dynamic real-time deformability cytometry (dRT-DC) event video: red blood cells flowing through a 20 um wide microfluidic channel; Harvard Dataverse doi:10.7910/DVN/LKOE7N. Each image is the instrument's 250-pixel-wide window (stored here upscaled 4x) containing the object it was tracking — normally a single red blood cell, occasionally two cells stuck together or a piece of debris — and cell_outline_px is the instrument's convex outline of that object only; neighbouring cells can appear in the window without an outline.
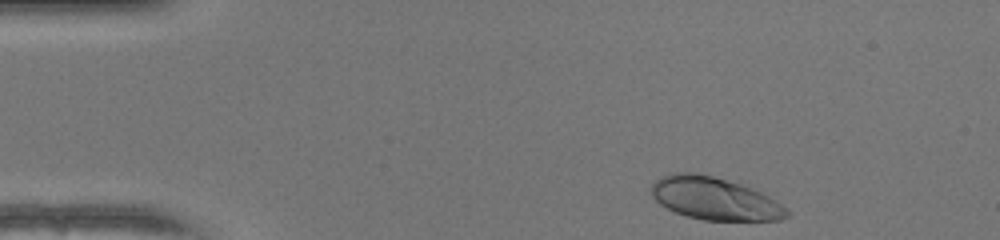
{"species": "human", "species_latin": "Homo sapiens", "temperature_condition": "warm", "stored_images_in_passage": 44, "camera_frame_rate_fps": 3000, "um_per_image_px": 0.085, "donor": {"sex": "female"}, "frame": {"image": 1, "passage_image": 1, "time_ms": 0.0, "image_size_px": [1000, 240], "cell_outline_px": [[788, 216], [780, 220], [704, 220], [684, 216], [660, 204], [652, 196], [652, 184], [656, 180], [672, 172], [696, 172], [712, 176], [740, 184], [760, 192], [776, 200], [788, 212]], "centroid_in_image_um": [60.71, 16.88], "position_along_channel_um": 24.3, "area_um2": 33.23}}
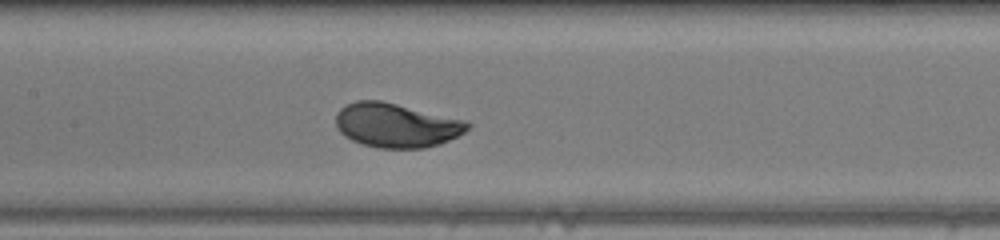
{"frame": {"image": 2, "passage_image": 18, "time_ms": 5.667, "image_size_px": [1000, 240], "cell_outline_px": [[472, 124], [464, 132], [440, 144], [424, 148], [380, 148], [364, 144], [352, 140], [344, 136], [336, 128], [336, 112], [344, 104], [356, 100], [380, 100], [468, 120]], "centroid_in_image_um": [33.67, 10.63], "position_along_channel_um": 173.7, "area_um2": 34.16}}
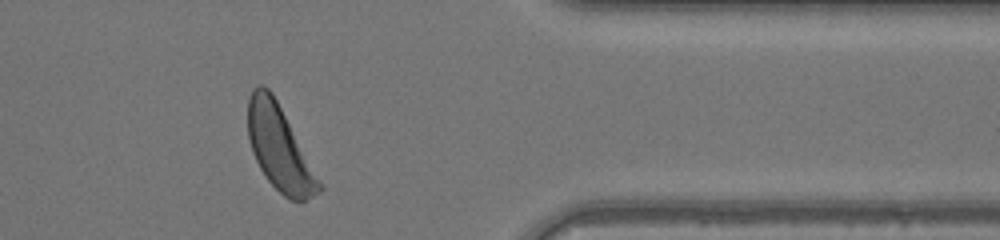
{"frame": {"image": 3, "passage_image": 35, "time_ms": 11.333, "image_size_px": [1000, 240], "cell_outline_px": [[324, 188], [320, 192], [304, 200], [292, 200], [284, 196], [268, 180], [260, 168], [252, 152], [248, 140], [248, 96], [252, 88], [256, 84], [264, 84], [272, 92], [324, 184]], "centroid_in_image_um": [23.76, 12.56], "position_along_channel_um": 387.6, "area_um2": 35.26}, "authors_computed_cell_mechanics": {"area_um2": 33.6396, "velocity_mm_per_s": 4.0929, "shape_relaxation_time_tau1_ms": 1.8432, "shape_relaxation_time_tau2_ms": null, "deformation_change_tau1": 0.1441, "deformation_change_tau2": null}}